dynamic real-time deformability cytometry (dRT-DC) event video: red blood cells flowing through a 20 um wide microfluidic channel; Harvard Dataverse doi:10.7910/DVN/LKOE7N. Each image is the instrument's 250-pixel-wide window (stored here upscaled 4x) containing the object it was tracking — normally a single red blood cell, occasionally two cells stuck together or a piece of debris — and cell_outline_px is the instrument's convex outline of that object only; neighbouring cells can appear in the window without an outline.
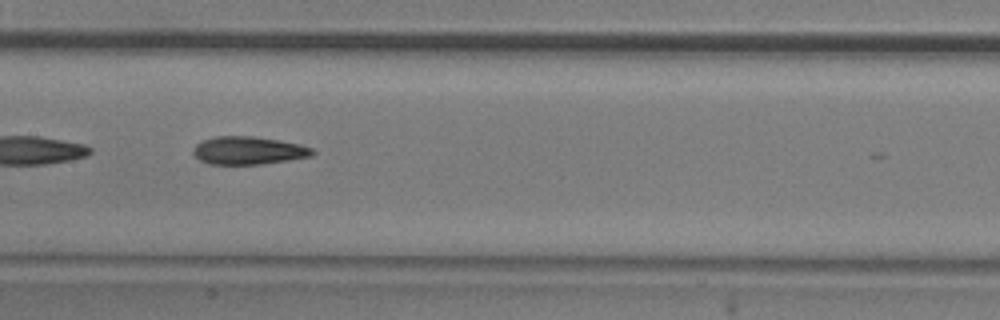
{"species": "common noctule bat (a hibernating species)", "species_latin": "Nyctalus noctula", "temperature_condition": "room temperature", "stored_images_in_passage": 48, "camera_frame_rate_fps": 3000, "um_per_image_px": 0.085, "animal": {"sex": "male", "body_mass_g": 20.5, "forearm_length_mm": 52.5}, "frame": {"image": 1, "passage_image": 21, "time_ms": 6.667, "image_size_px": [1000, 320], "cell_outline_px": [[316, 152], [312, 156], [288, 160], [260, 164], [208, 164], [200, 160], [192, 152], [192, 148], [200, 140], [216, 136], [252, 136], [280, 140], [300, 144], [312, 148]], "centroid_in_image_um": [21.09, 12.78], "position_along_channel_um": 186.3, "area_um2": 19.54}}
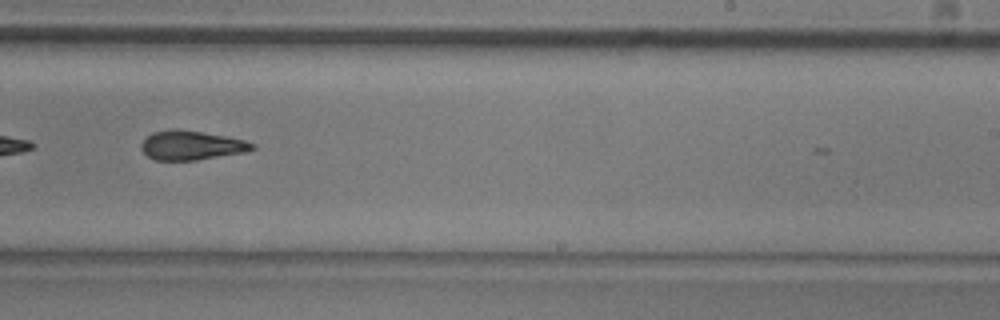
{"frame": {"image": 2, "passage_image": 28, "time_ms": 9.0, "image_size_px": [1000, 320], "cell_outline_px": [[256, 148], [248, 152], [196, 160], [156, 160], [148, 156], [140, 148], [140, 144], [152, 132], [172, 128], [176, 128], [224, 136], [244, 140], [256, 144]], "centroid_in_image_um": [16.28, 12.35], "position_along_channel_um": 272.7, "area_um2": 18.96}, "authors_computed_cell_mechanics": {"area_um2": 19.3052, "velocity_mm_per_s": 3.7281, "shape_relaxation_time_tau1_ms": 6.036, "shape_relaxation_time_tau2_ms": 5.08, "deformation_change_tau1": 0.1974, "deformation_change_tau2": 0.1272}}